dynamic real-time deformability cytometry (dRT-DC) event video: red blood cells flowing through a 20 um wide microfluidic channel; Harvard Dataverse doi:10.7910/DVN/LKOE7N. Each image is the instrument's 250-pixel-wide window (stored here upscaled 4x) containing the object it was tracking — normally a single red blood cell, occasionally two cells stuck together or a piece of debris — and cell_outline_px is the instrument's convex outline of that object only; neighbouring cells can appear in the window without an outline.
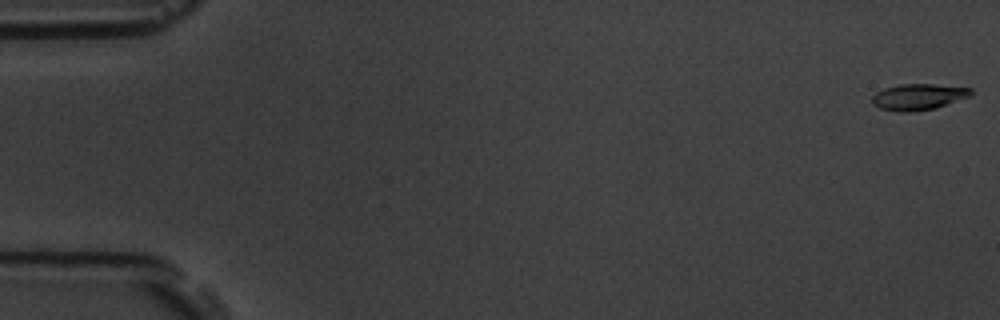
{"species": "common noctule bat (a hibernating species)", "species_latin": "Nyctalus noctula", "temperature_condition": "room temperature", "stored_images_in_passage": 7, "segment_of_instrument_passage": [1, 2], "camera_frame_rate_fps": 3000, "um_per_image_px": 0.085, "animal": {"sex": "male", "body_mass_g": 19.5, "forearm_length_mm": 54.6}, "frame": {"image": 1, "passage_image": 1, "time_ms": 0.0, "image_size_px": [1000, 320], "cell_outline_px": [[972, 96], [936, 108], [912, 112], [896, 112], [880, 108], [872, 104], [872, 96], [876, 92], [884, 88], [900, 84], [932, 84], [972, 88]], "centroid_in_image_um": [78.06, 8.24], "position_along_channel_um": 6.9, "area_um2": 15.26}}
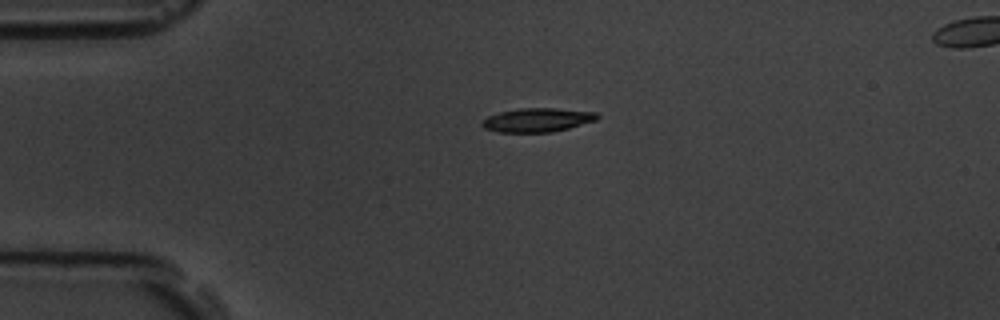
{"frame": {"image": 2, "passage_image": 5, "time_ms": 4.333, "image_size_px": [1000, 320], "cell_outline_px": [[600, 116], [596, 120], [568, 128], [552, 132], [496, 132], [484, 128], [480, 124], [488, 116], [500, 112], [520, 108], [556, 108], [596, 112]], "centroid_in_image_um": [45.67, 10.2], "position_along_channel_um": 39.3, "area_um2": 15.95}}